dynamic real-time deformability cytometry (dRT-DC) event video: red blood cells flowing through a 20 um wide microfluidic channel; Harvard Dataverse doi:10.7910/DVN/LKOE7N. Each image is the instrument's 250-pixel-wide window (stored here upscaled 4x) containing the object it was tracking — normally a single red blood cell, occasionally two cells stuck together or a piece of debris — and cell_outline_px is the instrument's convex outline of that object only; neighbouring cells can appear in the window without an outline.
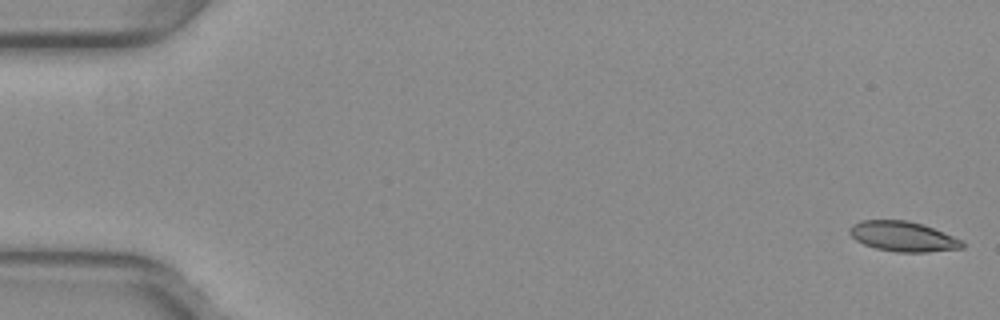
{"species": "common noctule bat (a hibernating species)", "species_latin": "Nyctalus noctula", "temperature_condition": "warm", "stored_images_in_passage": 53, "camera_frame_rate_fps": 3000, "um_per_image_px": 0.085, "animal": {"sex": "female", "body_mass_g": 29.2, "forearm_length_mm": 56.3}, "frame": {"image": 1, "passage_image": 1, "time_ms": 0.0, "image_size_px": [1000, 320], "cell_outline_px": [[964, 248], [928, 252], [896, 252], [876, 248], [864, 244], [856, 240], [848, 232], [848, 228], [852, 224], [860, 220], [908, 220], [944, 232], [964, 240]], "centroid_in_image_um": [76.76, 20.1], "position_along_channel_um": 8.2, "area_um2": 19.83}}
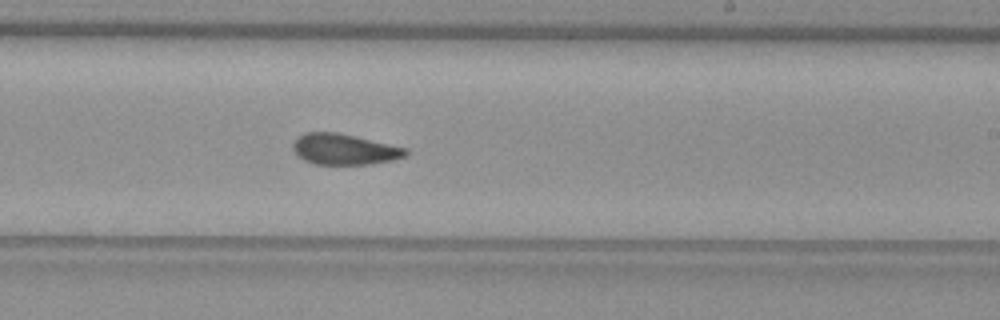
{"frame": {"image": 2, "passage_image": 32, "time_ms": 10.333, "image_size_px": [1000, 320], "cell_outline_px": [[408, 152], [404, 156], [392, 160], [372, 164], [312, 164], [296, 156], [292, 148], [292, 144], [296, 136], [304, 132], [336, 132], [408, 148]], "centroid_in_image_um": [29.2, 12.68], "position_along_channel_um": 259.8, "area_um2": 20.4}}
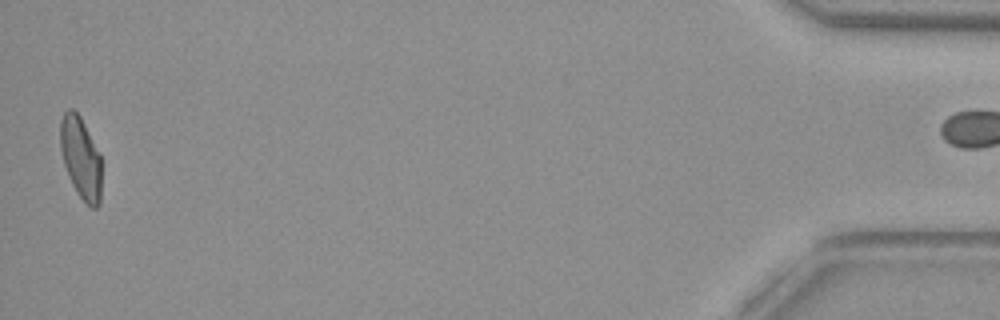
{"frame": {"image": 3, "passage_image": 52, "time_ms": 17.0, "image_size_px": [1000, 320], "cell_outline_px": [[100, 204], [96, 208], [92, 208], [76, 192], [68, 176], [64, 164], [60, 148], [60, 120], [64, 112], [68, 108], [72, 108], [80, 116], [100, 156]], "centroid_in_image_um": [6.83, 13.41], "position_along_channel_um": 428.4, "area_um2": 19.36}}